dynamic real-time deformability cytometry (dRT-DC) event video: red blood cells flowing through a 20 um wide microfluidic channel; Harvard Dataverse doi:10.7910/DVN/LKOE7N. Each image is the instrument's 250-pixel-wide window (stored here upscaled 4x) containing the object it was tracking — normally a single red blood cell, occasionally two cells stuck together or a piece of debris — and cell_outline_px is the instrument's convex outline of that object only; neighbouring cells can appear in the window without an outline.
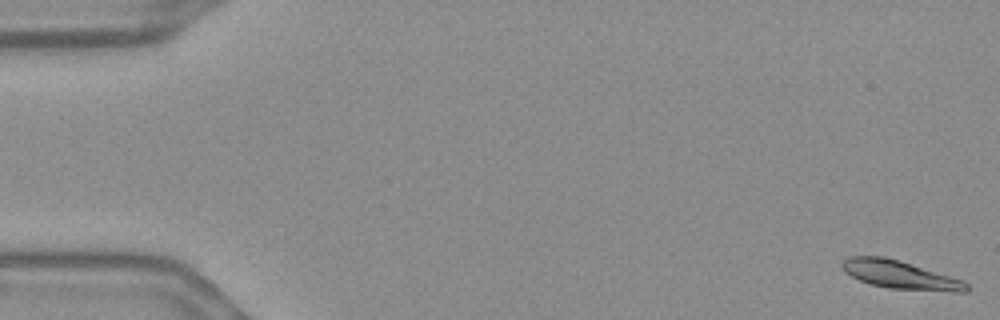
{"species": "Egyptian fruit bat (a non-hibernating species)", "species_latin": "Rousettus aegyptiacus", "temperature_condition": "warm", "stored_images_in_passage": 56, "camera_frame_rate_fps": 3000, "um_per_image_px": 0.085, "frame": {"image": 1, "passage_image": 1, "time_ms": 0.0, "image_size_px": [1000, 320], "cell_outline_px": [[968, 292], [956, 292], [888, 288], [872, 284], [860, 280], [844, 272], [840, 268], [840, 264], [848, 256], [884, 256], [900, 260], [960, 280], [968, 284]], "centroid_in_image_um": [76.44, 23.35], "position_along_channel_um": 8.6, "area_um2": 20.23}}
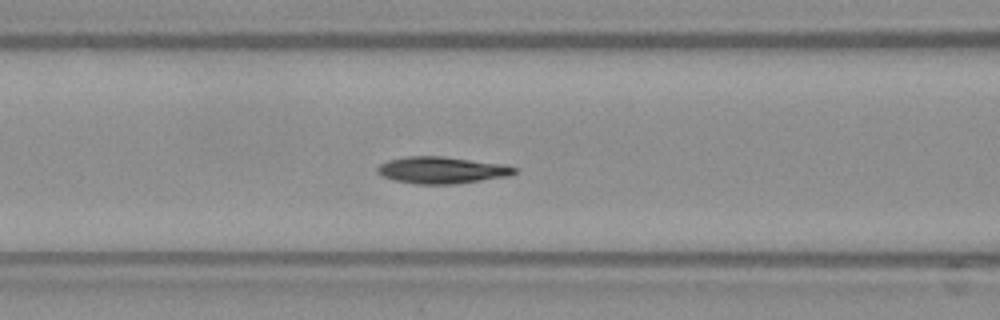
{"frame": {"image": 2, "passage_image": 23, "time_ms": 7.333, "image_size_px": [1000, 320], "cell_outline_px": [[520, 172], [508, 176], [456, 184], [416, 184], [396, 180], [380, 176], [376, 172], [376, 168], [380, 164], [388, 160], [404, 156], [444, 156], [508, 164], [520, 168]], "centroid_in_image_um": [37.61, 14.45], "position_along_channel_um": 129.0, "area_um2": 21.91}}
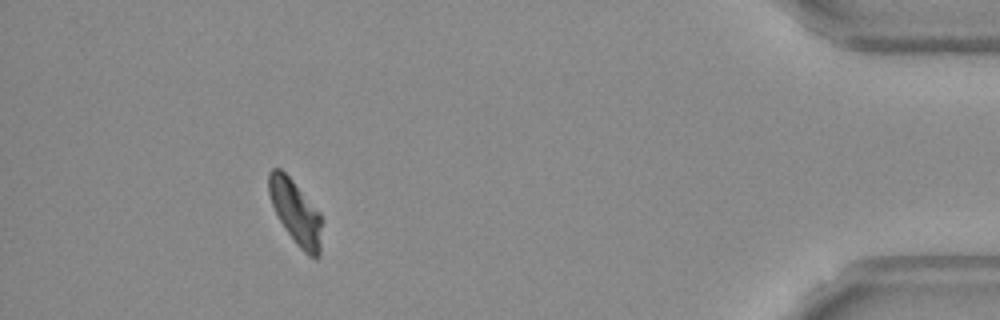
{"frame": {"image": 3, "passage_image": 51, "time_ms": 16.667, "image_size_px": [1000, 320], "cell_outline_px": [[320, 256], [316, 260], [308, 256], [296, 244], [284, 228], [272, 204], [268, 192], [268, 172], [272, 168], [280, 168], [292, 180], [320, 212]], "centroid_in_image_um": [25.11, 18.05], "position_along_channel_um": 410.1, "area_um2": 19.59}, "authors_computed_cell_mechanics": {"area_um2": 20.8369, "velocity_mm_per_s": 3.6369, "shape_relaxation_time_tau1_ms": 5.607, "shape_relaxation_time_tau2_ms": 3.8773, "deformation_change_tau1": 0.1413, "deformation_change_tau2": 0.0592}}